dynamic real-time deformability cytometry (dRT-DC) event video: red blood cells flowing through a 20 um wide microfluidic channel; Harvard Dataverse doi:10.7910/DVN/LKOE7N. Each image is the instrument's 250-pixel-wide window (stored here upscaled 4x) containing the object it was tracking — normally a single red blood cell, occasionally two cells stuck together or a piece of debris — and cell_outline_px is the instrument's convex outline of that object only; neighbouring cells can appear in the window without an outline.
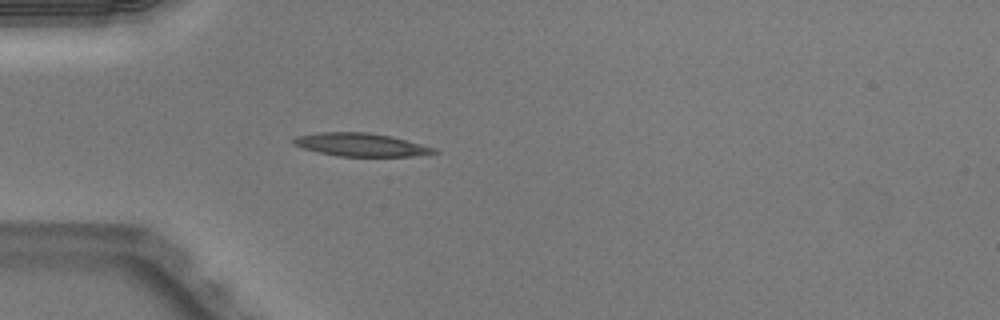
{"species": "Egyptian fruit bat (a non-hibernating species)", "species_latin": "Rousettus aegyptiacus", "temperature_condition": "warm", "stored_images_in_passage": 36, "camera_frame_rate_fps": 3000, "um_per_image_px": 0.085, "animal": {"sex": "male"}, "frame": {"image": 1, "passage_image": 1, "time_ms": 0.0, "image_size_px": [1000, 320], "cell_outline_px": [[440, 152], [412, 156], [336, 156], [304, 148], [292, 144], [292, 140], [296, 136], [320, 132], [368, 132], [388, 136], [436, 148]], "centroid_in_image_um": [30.64, 12.3], "position_along_channel_um": 54.4, "area_um2": 18.67}}
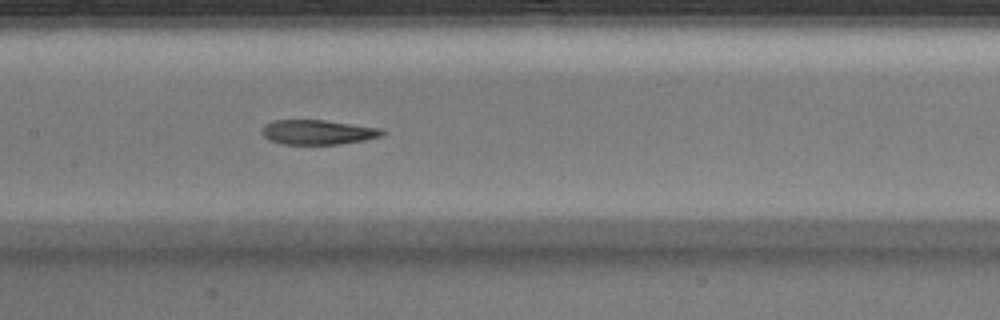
{"frame": {"image": 2, "passage_image": 11, "time_ms": 3.333, "image_size_px": [1000, 320], "cell_outline_px": [[384, 136], [364, 140], [340, 144], [284, 144], [268, 140], [260, 132], [264, 124], [272, 120], [324, 120], [384, 128]], "centroid_in_image_um": [27.02, 11.23], "position_along_channel_um": 180.4, "area_um2": 17.51}}
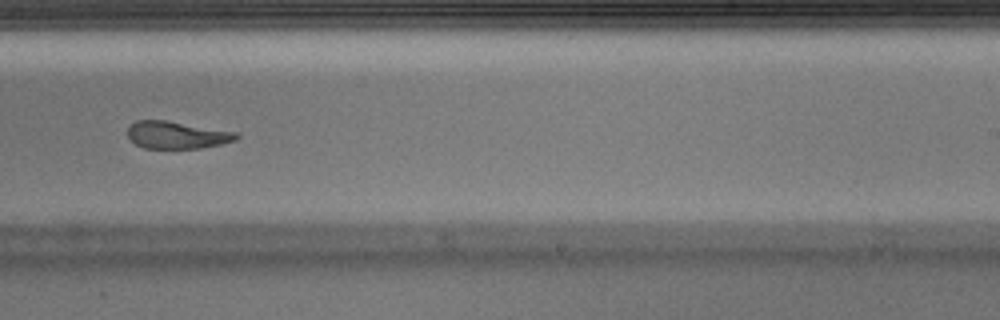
{"frame": {"image": 3, "passage_image": 18, "time_ms": 5.667, "image_size_px": [1000, 320], "cell_outline_px": [[240, 136], [236, 140], [220, 144], [200, 148], [144, 148], [136, 144], [128, 136], [128, 128], [136, 120], [164, 120], [236, 132]], "centroid_in_image_um": [15.03, 11.47], "position_along_channel_um": 274.0, "area_um2": 17.05}, "authors_computed_cell_mechanics": {"area_um2": 18.785, "velocity_mm_per_s": 4.0292, "shape_relaxation_time_tau1_ms": null, "shape_relaxation_time_tau2_ms": 3.1458, "deformation_change_tau1": null, "deformation_change_tau2": 0.1101}}